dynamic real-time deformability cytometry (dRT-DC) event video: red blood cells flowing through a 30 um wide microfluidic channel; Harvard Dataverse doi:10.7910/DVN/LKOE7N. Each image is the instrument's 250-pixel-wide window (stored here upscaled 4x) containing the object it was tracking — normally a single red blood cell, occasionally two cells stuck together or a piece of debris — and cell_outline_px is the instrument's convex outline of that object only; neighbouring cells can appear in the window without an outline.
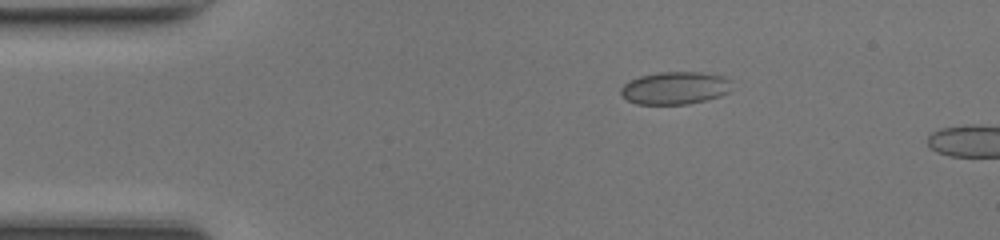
{"species": "common noctule bat (a hibernating species)", "species_latin": "Nyctalus noctula", "temperature_condition": "room temperature", "stored_images_in_passage": 4, "camera_frame_rate_fps": 3000, "um_per_image_px": 0.085, "animal": {"sex": "female", "body_mass_g": 17.0, "forearm_length_mm": 48.0}, "frame": {"image": 1, "passage_image": 1, "time_ms": 0.0, "image_size_px": [1000, 240], "cell_outline_px": [[732, 80], [728, 92], [720, 96], [688, 104], [636, 104], [620, 96], [620, 88], [628, 80], [640, 76], [660, 72], [700, 72], [724, 76]], "centroid_in_image_um": [57.35, 7.48], "position_along_channel_um": 27.7, "area_um2": 21.21}}